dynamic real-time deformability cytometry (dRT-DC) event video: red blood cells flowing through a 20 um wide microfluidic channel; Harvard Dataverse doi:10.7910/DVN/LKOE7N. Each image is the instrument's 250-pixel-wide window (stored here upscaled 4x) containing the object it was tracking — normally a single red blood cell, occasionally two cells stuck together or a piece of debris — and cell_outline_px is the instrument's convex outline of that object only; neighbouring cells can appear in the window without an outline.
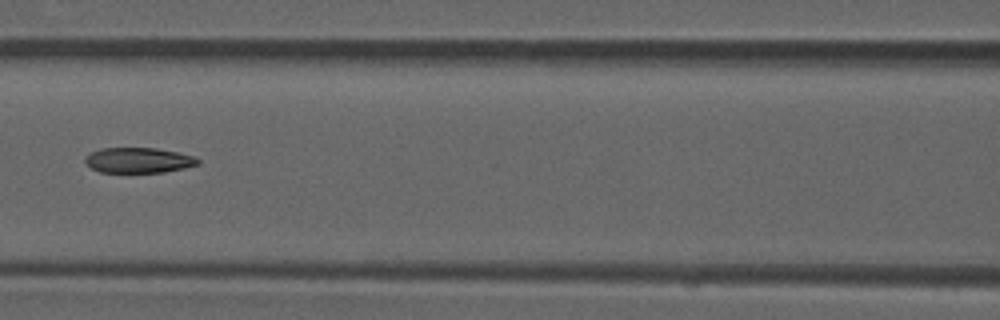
{"species": "common noctule bat (a hibernating species)", "species_latin": "Nyctalus noctula", "temperature_condition": "room temperature", "stored_images_in_passage": 8, "camera_frame_rate_fps": 3000, "um_per_image_px": 0.085, "animal": {"sex": "male", "forearm_length_mm": 52.5}, "frame": {"image": 1, "passage_image": 7, "time_ms": 2.0, "image_size_px": [1000, 320], "cell_outline_px": [[200, 164], [184, 168], [164, 172], [100, 172], [92, 168], [84, 160], [84, 156], [100, 148], [156, 148], [180, 152], [192, 156], [200, 160]], "centroid_in_image_um": [11.79, 13.61], "position_along_channel_um": 154.8, "area_um2": 16.65}}
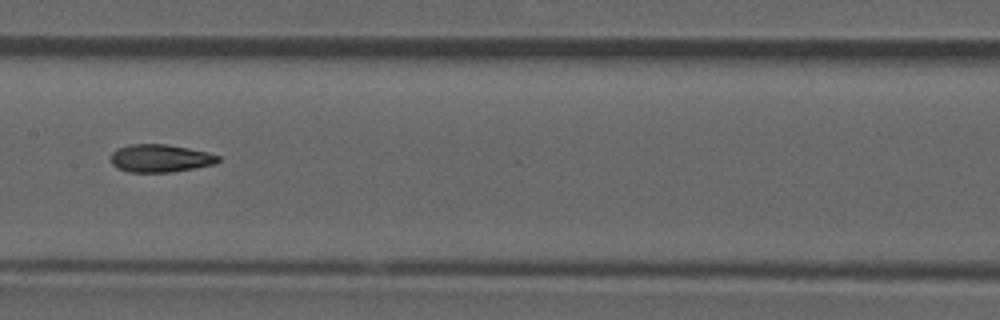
{"frame": {"image": 2, "passage_image": 8, "time_ms": 2.333, "image_size_px": [1000, 320], "cell_outline_px": [[220, 160], [216, 164], [172, 172], [128, 172], [116, 168], [112, 164], [108, 156], [116, 148], [132, 144], [168, 144], [188, 148], [220, 156]], "centroid_in_image_um": [13.56, 13.45], "position_along_channel_um": 193.8, "area_um2": 17.57}}